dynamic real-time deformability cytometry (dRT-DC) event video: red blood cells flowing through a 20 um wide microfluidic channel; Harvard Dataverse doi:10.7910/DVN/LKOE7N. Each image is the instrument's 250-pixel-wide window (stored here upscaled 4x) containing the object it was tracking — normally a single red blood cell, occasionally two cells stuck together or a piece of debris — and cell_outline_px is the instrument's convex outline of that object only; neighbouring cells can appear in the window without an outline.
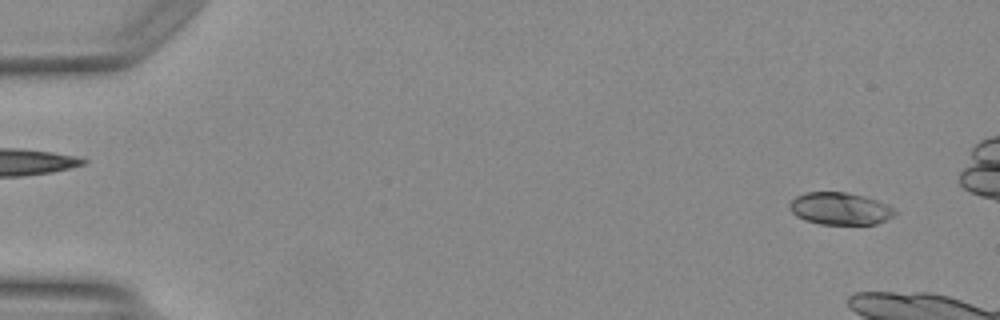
{"species": "Egyptian fruit bat (a non-hibernating species)", "species_latin": "Rousettus aegyptiacus", "temperature_condition": "warm", "stored_images_in_passage": 14, "camera_frame_rate_fps": 3000, "um_per_image_px": 0.085, "animal": {"sex": "female"}, "frame": {"image": 1, "passage_image": 3, "time_ms": 0.667, "image_size_px": [1000, 320], "cell_outline_px": [[896, 212], [892, 216], [876, 224], [820, 224], [804, 220], [796, 216], [788, 208], [788, 204], [796, 196], [804, 192], [848, 192], [864, 196], [876, 200], [892, 208]], "centroid_in_image_um": [71.33, 17.72], "position_along_channel_um": 13.7, "area_um2": 19.71}}